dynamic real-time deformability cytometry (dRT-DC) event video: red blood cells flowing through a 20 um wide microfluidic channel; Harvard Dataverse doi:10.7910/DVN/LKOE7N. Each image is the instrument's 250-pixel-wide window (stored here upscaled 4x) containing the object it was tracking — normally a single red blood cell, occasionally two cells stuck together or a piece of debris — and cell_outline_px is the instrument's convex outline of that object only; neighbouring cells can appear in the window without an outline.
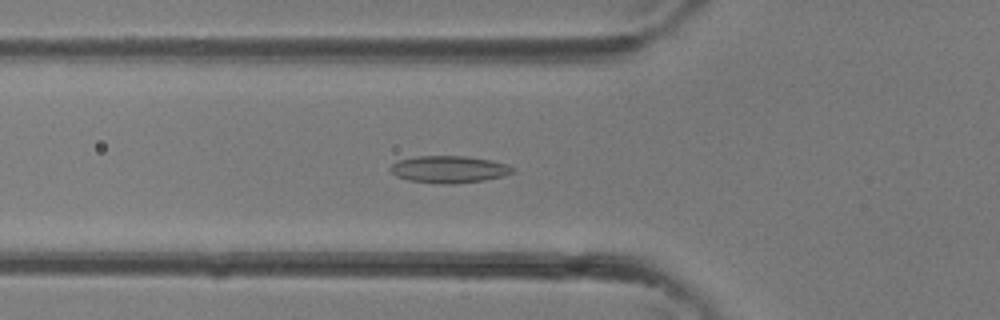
{"species": "common noctule bat (a hibernating species)", "species_latin": "Nyctalus noctula", "temperature_condition": "room temperature", "stored_images_in_passage": 36, "camera_frame_rate_fps": 3000, "um_per_image_px": 0.085, "animal": {"sex": "female"}, "frame": {"image": 1, "passage_image": 12, "time_ms": 3.667, "image_size_px": [1000, 320], "cell_outline_px": [[512, 172], [504, 176], [484, 180], [452, 184], [436, 184], [408, 180], [396, 176], [388, 168], [396, 160], [416, 156], [468, 156], [492, 160], [508, 164], [512, 168]], "centroid_in_image_um": [38.13, 14.39], "position_along_channel_um": 87.7, "area_um2": 19.48}}
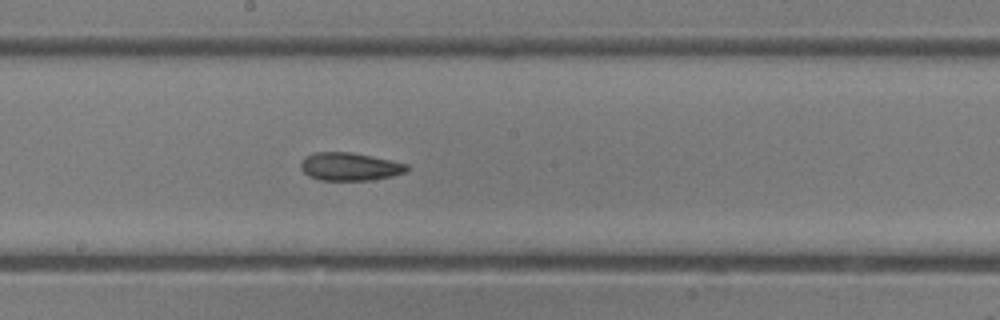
{"frame": {"image": 2, "passage_image": 19, "time_ms": 6.0, "image_size_px": [1000, 320], "cell_outline_px": [[408, 168], [404, 172], [392, 176], [372, 180], [320, 180], [308, 176], [300, 168], [300, 164], [304, 156], [312, 152], [352, 152], [392, 160], [408, 164]], "centroid_in_image_um": [29.69, 14.15], "position_along_channel_um": 218.5, "area_um2": 17.46}}
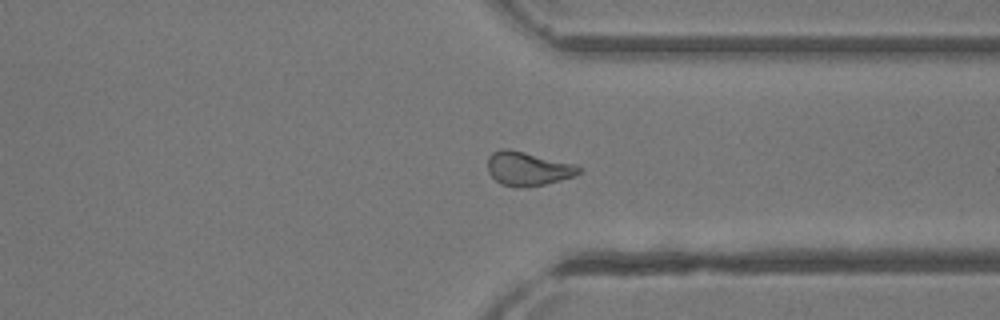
{"frame": {"image": 3, "passage_image": 27, "time_ms": 8.667, "image_size_px": [1000, 320], "cell_outline_px": [[584, 168], [576, 176], [544, 184], [500, 184], [488, 172], [488, 156], [492, 152], [500, 148], [508, 148], [576, 164]], "centroid_in_image_um": [44.9, 14.27], "position_along_channel_um": 366.5, "area_um2": 17.57}}